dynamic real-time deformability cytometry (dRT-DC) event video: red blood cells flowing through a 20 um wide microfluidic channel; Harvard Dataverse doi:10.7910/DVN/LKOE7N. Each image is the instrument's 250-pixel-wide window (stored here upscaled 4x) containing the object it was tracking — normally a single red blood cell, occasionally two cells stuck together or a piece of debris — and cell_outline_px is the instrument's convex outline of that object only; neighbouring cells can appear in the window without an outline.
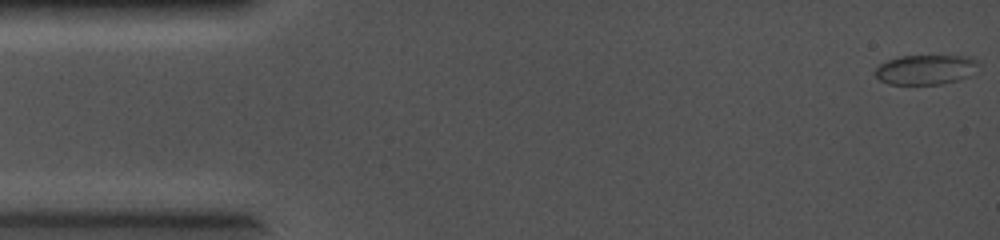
{"species": "common noctule bat (a hibernating species)", "species_latin": "Nyctalus noctula", "temperature_condition": "cold", "stored_images_in_passage": 66, "camera_frame_rate_fps": 5000, "um_per_image_px": 0.085, "animal": {"sex": "female", "body_mass_g": 19.0, "forearm_length_mm": 56.7}, "frame": {"image": 1, "passage_image": 1, "time_ms": 0.0, "image_size_px": [1000, 240], "cell_outline_px": [[980, 64], [972, 76], [940, 84], [888, 84], [880, 80], [872, 72], [880, 64], [888, 60], [900, 56], [972, 56], [980, 60]], "centroid_in_image_um": [78.73, 5.91], "position_along_channel_um": 6.3, "area_um2": 18.21}}
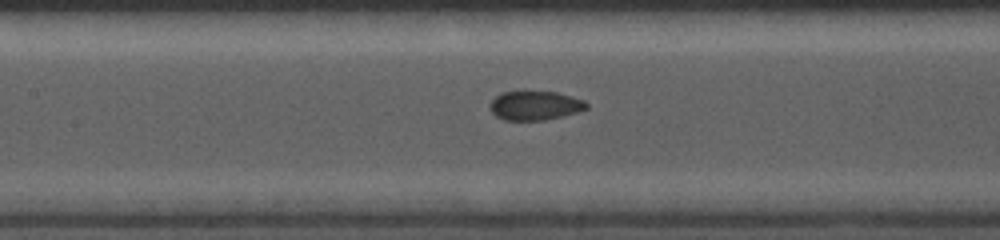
{"frame": {"image": 2, "passage_image": 30, "time_ms": 5.8, "image_size_px": [1000, 240], "cell_outline_px": [[588, 108], [576, 112], [544, 120], [504, 120], [496, 116], [488, 108], [492, 100], [500, 92], [524, 88], [556, 92], [572, 96], [584, 100], [588, 104]], "centroid_in_image_um": [45.42, 8.91], "position_along_channel_um": 162.0, "area_um2": 17.05}}
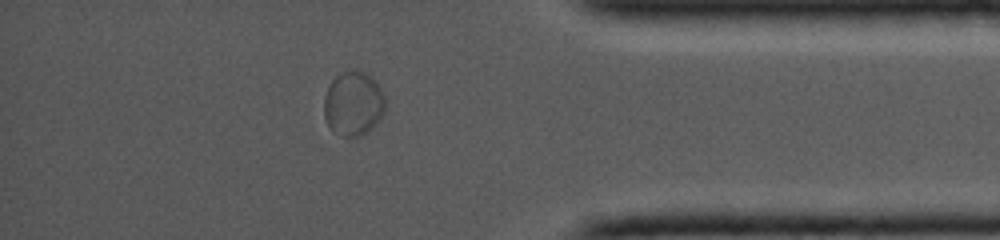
{"frame": {"image": 3, "passage_image": 57, "time_ms": 11.2, "image_size_px": [1000, 240], "cell_outline_px": [[384, 112], [376, 124], [368, 132], [360, 136], [344, 136], [332, 132], [324, 116], [324, 96], [332, 80], [340, 72], [352, 68], [364, 72], [372, 76], [376, 80], [384, 96]], "centroid_in_image_um": [30.03, 8.78], "position_along_channel_um": 405.2, "area_um2": 23.24}}